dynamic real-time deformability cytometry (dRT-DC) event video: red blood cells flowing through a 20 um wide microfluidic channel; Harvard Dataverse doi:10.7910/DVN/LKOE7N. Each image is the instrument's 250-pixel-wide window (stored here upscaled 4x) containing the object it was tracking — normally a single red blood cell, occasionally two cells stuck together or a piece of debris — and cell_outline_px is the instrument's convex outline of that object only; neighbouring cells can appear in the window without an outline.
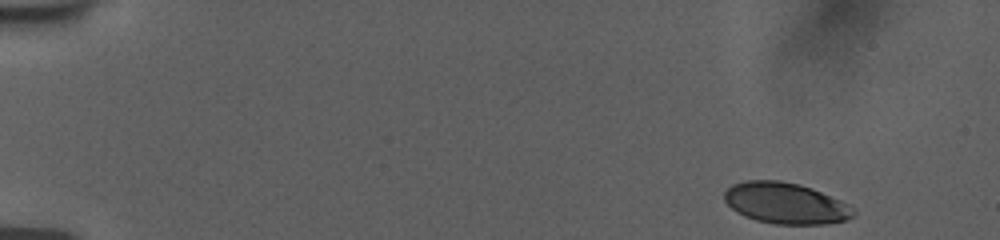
{"species": "human", "species_latin": "Homo sapiens", "temperature_condition": "room temperature", "stored_images_in_passage": 52, "camera_frame_rate_fps": 3000, "um_per_image_px": 0.085, "donor": {"sex": "female"}, "frame": {"image": 1, "passage_image": 1, "time_ms": 0.0, "image_size_px": [1000, 240], "cell_outline_px": [[856, 216], [844, 220], [824, 224], [776, 224], [756, 220], [744, 216], [736, 212], [724, 200], [724, 192], [732, 184], [744, 180], [780, 180], [800, 184], [812, 188], [840, 200], [848, 204], [856, 212]], "centroid_in_image_um": [66.76, 17.26], "position_along_channel_um": 18.2, "area_um2": 31.04}}
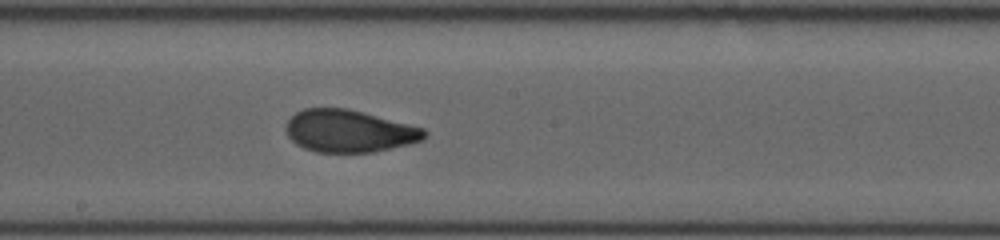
{"frame": {"image": 2, "passage_image": 28, "time_ms": 9.0, "image_size_px": [1000, 240], "cell_outline_px": [[428, 136], [424, 140], [408, 144], [372, 152], [316, 152], [304, 148], [296, 144], [288, 136], [284, 128], [288, 120], [296, 112], [304, 108], [348, 108], [364, 112], [424, 128], [428, 132]], "centroid_in_image_um": [29.68, 11.13], "position_along_channel_um": 218.5, "area_um2": 34.28}}
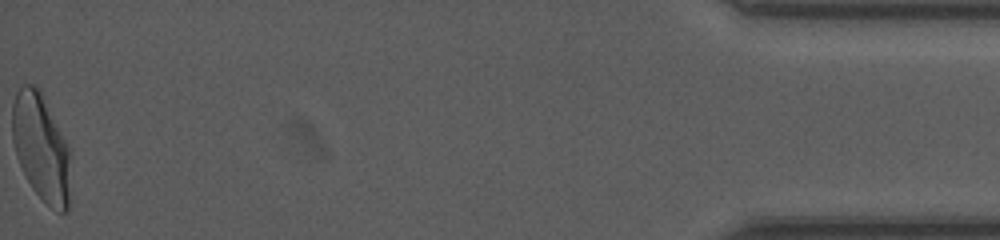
{"frame": {"image": 3, "passage_image": 52, "time_ms": 17.0, "image_size_px": [1000, 240], "cell_outline_px": [[72, 152], [68, 208], [64, 212], [60, 212], [52, 208], [32, 188], [16, 156], [12, 140], [12, 104], [16, 92], [24, 84], [32, 84], [40, 88]], "centroid_in_image_um": [3.52, 12.5], "position_along_channel_um": 431.7, "area_um2": 36.82}, "authors_computed_cell_mechanics": {"area_um2": 33.9575, "velocity_mm_per_s": 3.748, "shape_relaxation_time_tau1_ms": 4.953, "shape_relaxation_time_tau2_ms": 1.0397, "deformation_change_tau1": 0.1918, "deformation_change_tau2": 0.0662}}